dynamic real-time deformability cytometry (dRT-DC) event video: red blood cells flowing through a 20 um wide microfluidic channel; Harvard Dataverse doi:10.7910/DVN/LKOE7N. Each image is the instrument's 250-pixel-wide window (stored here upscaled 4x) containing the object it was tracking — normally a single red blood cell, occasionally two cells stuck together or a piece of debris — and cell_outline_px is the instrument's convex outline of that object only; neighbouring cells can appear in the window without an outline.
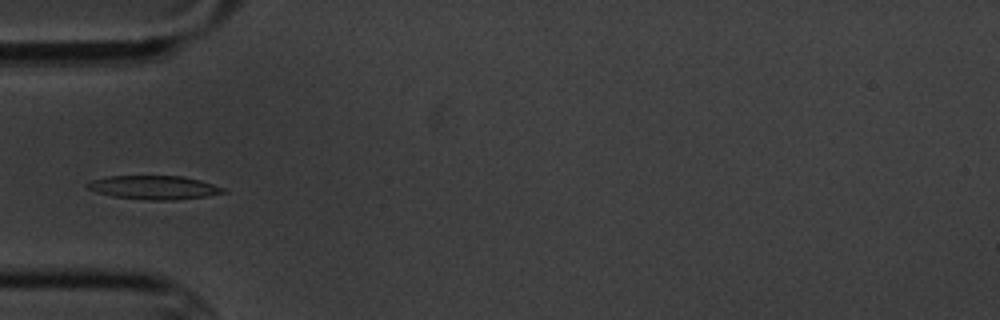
{"species": "common noctule bat (a hibernating species)", "species_latin": "Nyctalus noctula", "temperature_condition": "cold", "stored_images_in_passage": 6, "camera_frame_rate_fps": 3000, "um_per_image_px": 0.085, "animal": {"sex": "male", "body_mass_g": 20.1, "forearm_length_mm": 53.5}, "frame": {"image": 1, "passage_image": 5, "time_ms": 4.667, "image_size_px": [1000, 320], "cell_outline_px": [[228, 192], [208, 196], [176, 200], [148, 200], [112, 196], [96, 192], [88, 188], [84, 184], [92, 180], [108, 176], [184, 176], [200, 180], [224, 188]], "centroid_in_image_um": [13.1, 15.94], "position_along_channel_um": 71.9, "area_um2": 18.84}}
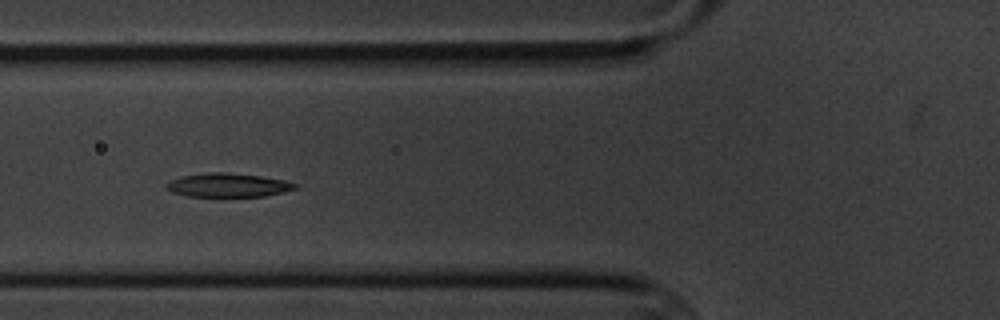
{"frame": {"image": 2, "passage_image": 6, "time_ms": 5.667, "image_size_px": [1000, 320], "cell_outline_px": [[296, 188], [284, 192], [264, 196], [188, 196], [172, 192], [164, 188], [164, 184], [168, 180], [180, 176], [208, 172], [224, 172], [260, 176], [284, 180], [296, 184]], "centroid_in_image_um": [19.29, 15.73], "position_along_channel_um": 106.5, "area_um2": 17.86}}